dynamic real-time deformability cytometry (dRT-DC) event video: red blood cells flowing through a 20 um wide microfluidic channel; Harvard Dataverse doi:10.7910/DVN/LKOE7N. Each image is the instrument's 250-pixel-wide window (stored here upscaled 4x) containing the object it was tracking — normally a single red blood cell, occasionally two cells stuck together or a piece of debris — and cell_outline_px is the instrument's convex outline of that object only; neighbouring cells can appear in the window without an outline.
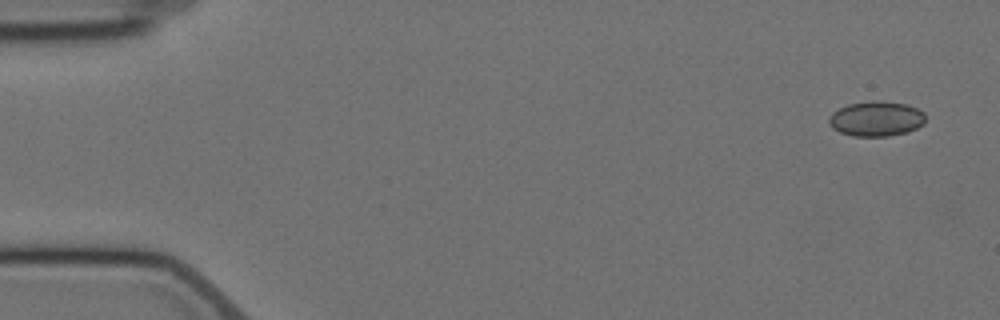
{"species": "Egyptian fruit bat (a non-hibernating species)", "species_latin": "Rousettus aegyptiacus", "temperature_condition": "cold", "stored_images_in_passage": 4, "camera_frame_rate_fps": 3000, "um_per_image_px": 0.085, "animal": {"sex": "female"}, "frame": {"image": 1, "passage_image": 1, "time_ms": 0.0, "image_size_px": [1000, 320], "cell_outline_px": [[924, 124], [908, 132], [888, 136], [852, 136], [840, 132], [832, 128], [828, 124], [828, 120], [832, 112], [848, 104], [904, 104], [916, 108], [924, 112]], "centroid_in_image_um": [74.46, 10.16], "position_along_channel_um": 10.5, "area_um2": 18.84}}
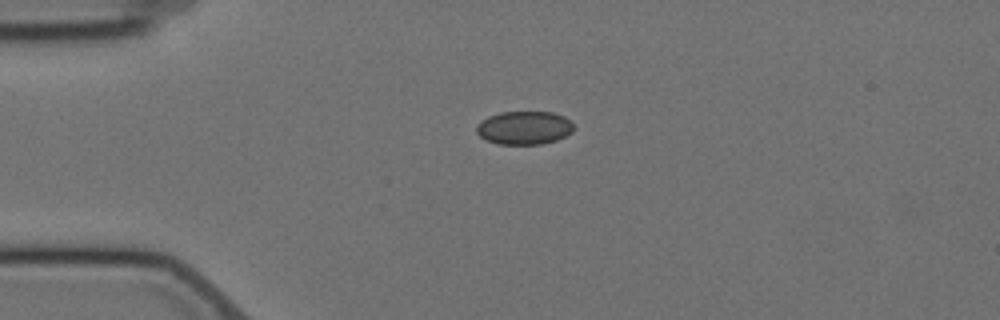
{"frame": {"image": 2, "passage_image": 4, "time_ms": 3.667, "image_size_px": [1000, 320], "cell_outline_px": [[572, 132], [556, 140], [540, 144], [500, 144], [488, 140], [480, 136], [476, 132], [476, 124], [480, 120], [488, 116], [500, 112], [552, 112], [564, 116], [572, 124]], "centroid_in_image_um": [44.52, 10.85], "position_along_channel_um": 40.5, "area_um2": 18.79}}